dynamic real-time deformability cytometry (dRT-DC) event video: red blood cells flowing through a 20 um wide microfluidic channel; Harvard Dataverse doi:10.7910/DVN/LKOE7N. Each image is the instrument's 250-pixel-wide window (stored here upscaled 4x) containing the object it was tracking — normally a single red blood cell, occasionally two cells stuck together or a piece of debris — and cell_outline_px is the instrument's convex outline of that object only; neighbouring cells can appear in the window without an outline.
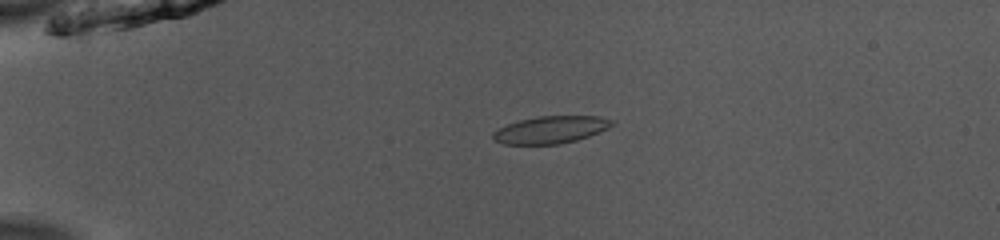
{"species": "common noctule bat (a hibernating species)", "species_latin": "Nyctalus noctula", "temperature_condition": "room temperature", "stored_images_in_passage": 44, "camera_frame_rate_fps": 3000, "um_per_image_px": 0.085, "animal": {"sex": "male", "body_mass_g": 13.0, "forearm_length_mm": 53.1}, "frame": {"image": 1, "passage_image": 5, "time_ms": 1.333, "image_size_px": [1000, 240], "cell_outline_px": [[616, 124], [608, 128], [588, 136], [576, 140], [560, 144], [504, 144], [496, 140], [492, 136], [492, 132], [508, 124], [520, 120], [540, 116], [600, 116], [612, 120]], "centroid_in_image_um": [46.84, 11.02], "position_along_channel_um": 38.2, "area_um2": 18.73}}
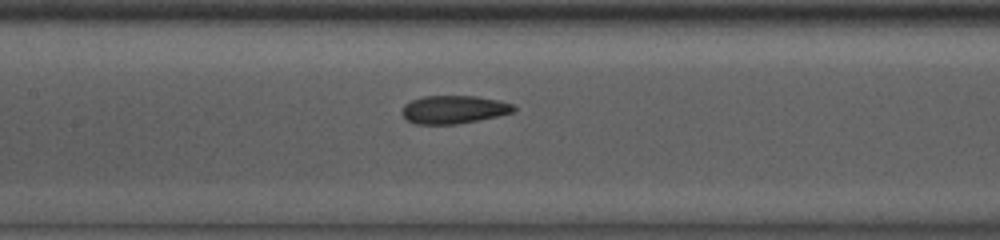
{"frame": {"image": 2, "passage_image": 18, "time_ms": 5.667, "image_size_px": [1000, 240], "cell_outline_px": [[516, 108], [512, 112], [496, 116], [456, 124], [416, 124], [408, 120], [404, 116], [404, 104], [412, 100], [424, 96], [476, 96], [500, 100], [512, 104]], "centroid_in_image_um": [38.58, 9.3], "position_along_channel_um": 168.8, "area_um2": 17.98}}
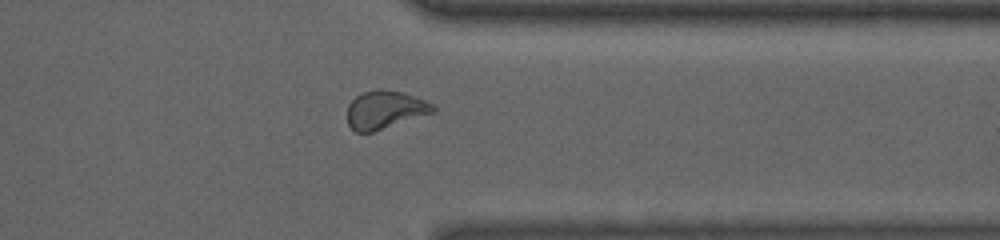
{"frame": {"image": 3, "passage_image": 34, "time_ms": 11.0, "image_size_px": [1000, 240], "cell_outline_px": [[436, 108], [432, 112], [372, 132], [356, 132], [348, 124], [348, 104], [360, 92], [376, 88], [380, 88], [404, 92], [424, 100], [432, 104]], "centroid_in_image_um": [32.67, 9.29], "position_along_channel_um": 378.7, "area_um2": 18.84}, "authors_computed_cell_mechanics": {"area_um2": 18.9006, "velocity_mm_per_s": 3.9601, "shape_relaxation_time_tau1_ms": 6.2859, "shape_relaxation_time_tau2_ms": 1.8906, "deformation_change_tau1": 0.1522, "deformation_change_tau2": 0.085}}